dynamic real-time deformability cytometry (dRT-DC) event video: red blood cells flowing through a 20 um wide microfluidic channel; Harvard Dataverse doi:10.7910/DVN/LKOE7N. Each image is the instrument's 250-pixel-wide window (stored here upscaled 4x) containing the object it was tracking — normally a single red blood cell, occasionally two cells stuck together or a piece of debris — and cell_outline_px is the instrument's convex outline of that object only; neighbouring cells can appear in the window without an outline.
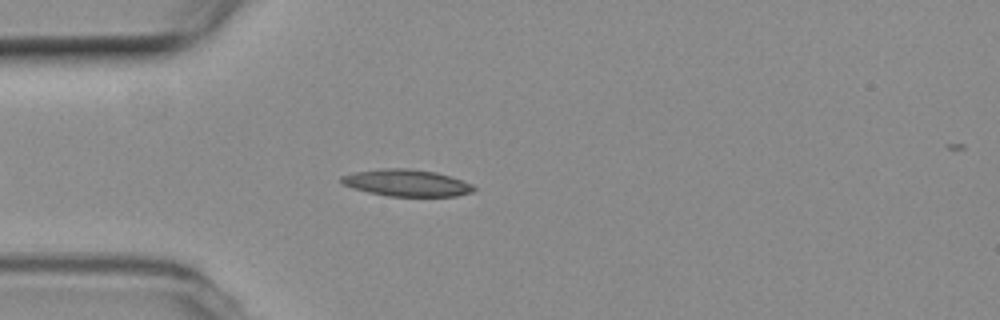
{"species": "common noctule bat (a hibernating species)", "species_latin": "Nyctalus noctula", "temperature_condition": "room temperature", "stored_images_in_passage": 45, "camera_frame_rate_fps": 3000, "um_per_image_px": 0.085, "animal": {"sex": "female", "body_mass_g": 19.3, "forearm_length_mm": 54.1}, "frame": {"image": 1, "passage_image": 9, "time_ms": 2.667, "image_size_px": [1000, 320], "cell_outline_px": [[476, 188], [472, 192], [456, 196], [388, 196], [368, 192], [352, 188], [340, 184], [340, 176], [356, 172], [384, 168], [408, 168], [436, 172], [472, 184]], "centroid_in_image_um": [34.52, 15.55], "position_along_channel_um": 50.5, "area_um2": 20.63}}
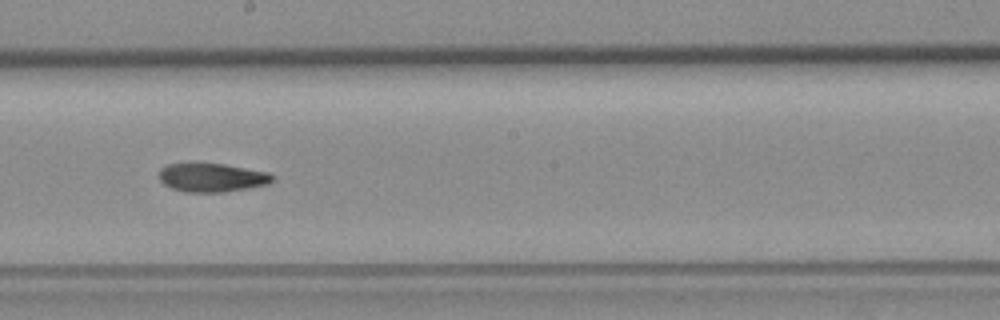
{"frame": {"image": 2, "passage_image": 24, "time_ms": 7.667, "image_size_px": [1000, 320], "cell_outline_px": [[276, 180], [268, 184], [248, 188], [224, 192], [184, 192], [172, 188], [164, 184], [160, 180], [160, 168], [168, 164], [224, 164], [268, 172], [276, 176]], "centroid_in_image_um": [18.06, 15.1], "position_along_channel_um": 230.1, "area_um2": 18.9}}
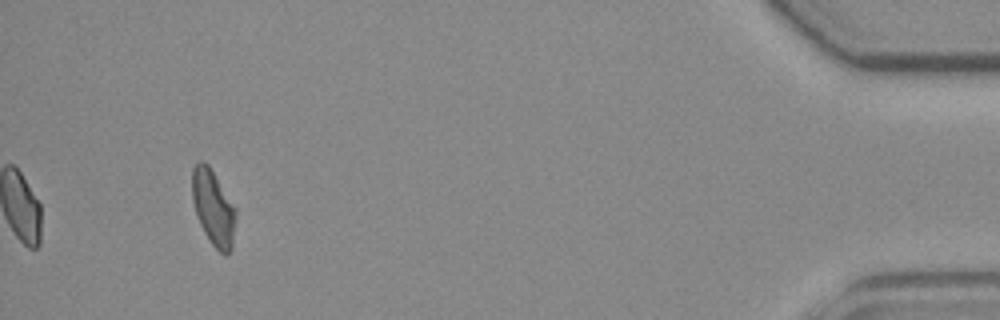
{"frame": {"image": 3, "passage_image": 45, "time_ms": 14.667, "image_size_px": [1000, 320], "cell_outline_px": [[236, 212], [232, 248], [228, 256], [224, 256], [208, 240], [196, 216], [192, 200], [192, 168], [200, 160], [204, 160], [208, 164], [236, 208]], "centroid_in_image_um": [18.12, 17.67], "position_along_channel_um": 417.1, "area_um2": 19.36}, "authors_computed_cell_mechanics": {"area_um2": 19.3052, "velocity_mm_per_s": 3.7868, "shape_relaxation_time_tau1_ms": null, "shape_relaxation_time_tau2_ms": 5.7567, "deformation_change_tau1": null, "deformation_change_tau2": 0.1092}}